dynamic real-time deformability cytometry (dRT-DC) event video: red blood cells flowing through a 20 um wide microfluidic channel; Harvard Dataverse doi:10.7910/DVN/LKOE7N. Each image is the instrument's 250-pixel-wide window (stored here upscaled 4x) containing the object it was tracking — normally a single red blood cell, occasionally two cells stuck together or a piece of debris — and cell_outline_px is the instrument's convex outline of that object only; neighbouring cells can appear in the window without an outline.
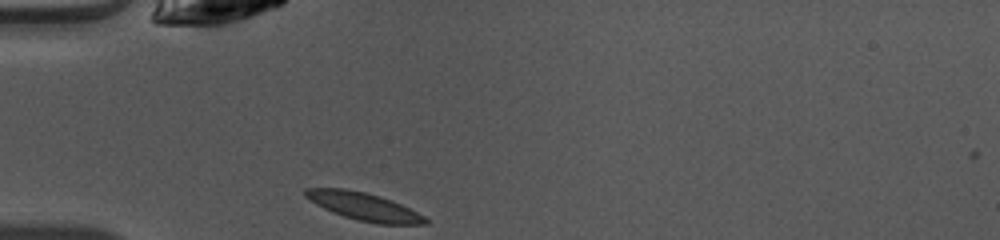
{"species": "common noctule bat (a hibernating species)", "species_latin": "Nyctalus noctula", "temperature_condition": "warm", "stored_images_in_passage": 36, "camera_frame_rate_fps": 3000, "um_per_image_px": 0.085, "animal": {"sex": "female", "body_mass_g": 10.0, "forearm_length_mm": 53.1}, "frame": {"image": 1, "passage_image": 1, "time_ms": 0.0, "image_size_px": [1000, 240], "cell_outline_px": [[428, 224], [376, 224], [356, 220], [332, 212], [316, 204], [304, 196], [304, 188], [344, 188], [364, 192], [380, 196], [392, 200], [424, 216], [428, 220]], "centroid_in_image_um": [30.91, 17.55], "position_along_channel_um": 54.1, "area_um2": 19.31}}
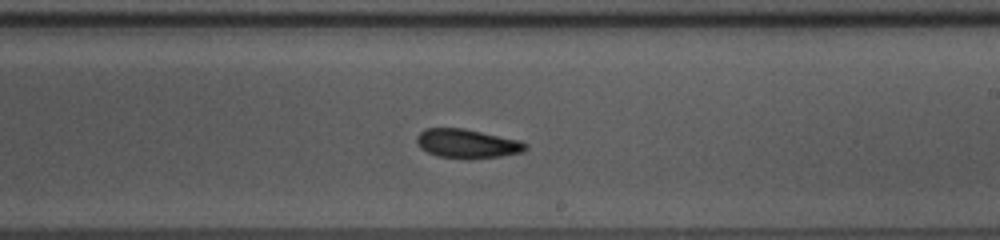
{"frame": {"image": 2, "passage_image": 16, "time_ms": 5.0, "image_size_px": [1000, 240], "cell_outline_px": [[528, 148], [524, 152], [500, 156], [468, 160], [440, 156], [428, 152], [420, 148], [416, 144], [416, 136], [424, 128], [464, 128], [520, 140], [528, 144]], "centroid_in_image_um": [39.72, 12.21], "position_along_channel_um": 249.3, "area_um2": 18.73}}
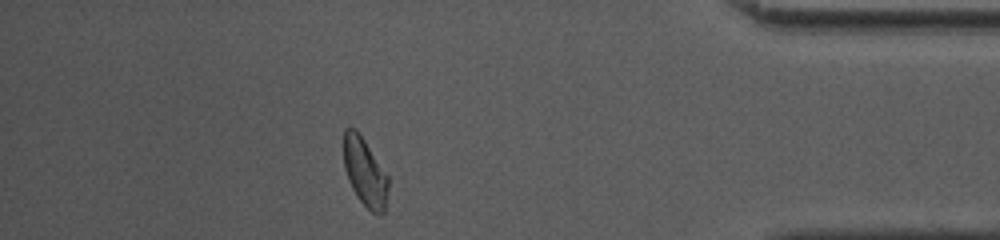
{"frame": {"image": 3, "passage_image": 30, "time_ms": 9.667, "image_size_px": [1000, 240], "cell_outline_px": [[388, 188], [384, 212], [380, 216], [376, 216], [360, 200], [352, 188], [348, 180], [344, 168], [344, 128], [356, 128], [360, 132], [388, 176]], "centroid_in_image_um": [31.02, 14.62], "position_along_channel_um": 404.2, "area_um2": 17.8}, "authors_computed_cell_mechanics": {"area_um2": 18.5538, "velocity_mm_per_s": 4.0669, "shape_relaxation_time_tau1_ms": 4.705, "shape_relaxation_time_tau2_ms": 1.8177, "deformation_change_tau1": 0.1012, "deformation_change_tau2": 0.0748}}